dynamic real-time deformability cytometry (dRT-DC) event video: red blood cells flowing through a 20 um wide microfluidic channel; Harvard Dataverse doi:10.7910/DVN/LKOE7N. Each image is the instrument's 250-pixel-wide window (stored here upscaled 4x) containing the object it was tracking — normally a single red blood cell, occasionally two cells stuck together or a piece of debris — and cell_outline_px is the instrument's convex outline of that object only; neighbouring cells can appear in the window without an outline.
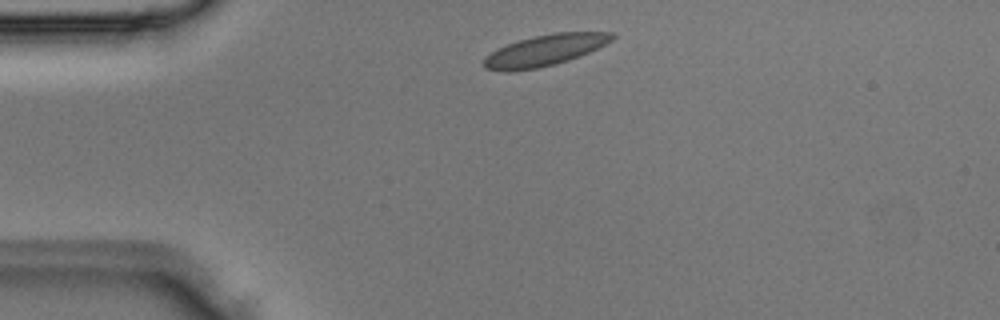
{"species": "Egyptian fruit bat (a non-hibernating species)", "species_latin": "Rousettus aegyptiacus", "temperature_condition": "room temperature", "stored_images_in_passage": 2, "camera_frame_rate_fps": 3000, "um_per_image_px": 0.085, "animal": {"sex": "male"}, "frame": {"image": 1, "passage_image": 1, "time_ms": 0.0, "image_size_px": [1000, 320], "cell_outline_px": [[616, 36], [612, 40], [580, 56], [556, 64], [536, 68], [508, 72], [504, 72], [484, 68], [484, 56], [496, 48], [520, 40], [536, 36], [556, 32], [612, 32]], "centroid_in_image_um": [46.27, 4.28], "position_along_channel_um": 38.7, "area_um2": 23.12}}